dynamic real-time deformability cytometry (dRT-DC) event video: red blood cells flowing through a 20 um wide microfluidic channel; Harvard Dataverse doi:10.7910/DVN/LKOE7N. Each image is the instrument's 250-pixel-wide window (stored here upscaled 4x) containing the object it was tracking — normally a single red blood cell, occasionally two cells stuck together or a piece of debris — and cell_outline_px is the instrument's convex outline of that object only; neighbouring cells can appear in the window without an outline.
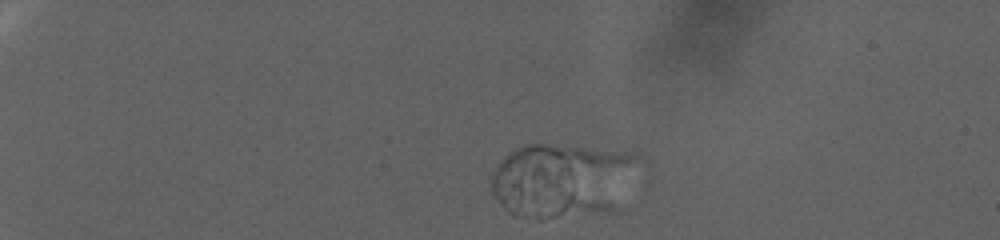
{"species": "human", "species_latin": "Homo sapiens", "temperature_condition": "warm", "stored_images_in_passage": 8, "camera_frame_rate_fps": 3000, "um_per_image_px": 0.085, "donor": {"sex": "female"}, "frame": {"image": 1, "passage_image": 7, "time_ms": 2.0, "image_size_px": [1000, 240], "cell_outline_px": [[636, 156], [612, 208], [540, 220], [536, 220], [512, 216], [500, 204], [492, 192], [492, 172], [516, 148], [524, 144], [544, 144], [632, 152]], "centroid_in_image_um": [47.56, 15.33], "position_along_channel_um": 37.4, "area_um2": 61.15}}